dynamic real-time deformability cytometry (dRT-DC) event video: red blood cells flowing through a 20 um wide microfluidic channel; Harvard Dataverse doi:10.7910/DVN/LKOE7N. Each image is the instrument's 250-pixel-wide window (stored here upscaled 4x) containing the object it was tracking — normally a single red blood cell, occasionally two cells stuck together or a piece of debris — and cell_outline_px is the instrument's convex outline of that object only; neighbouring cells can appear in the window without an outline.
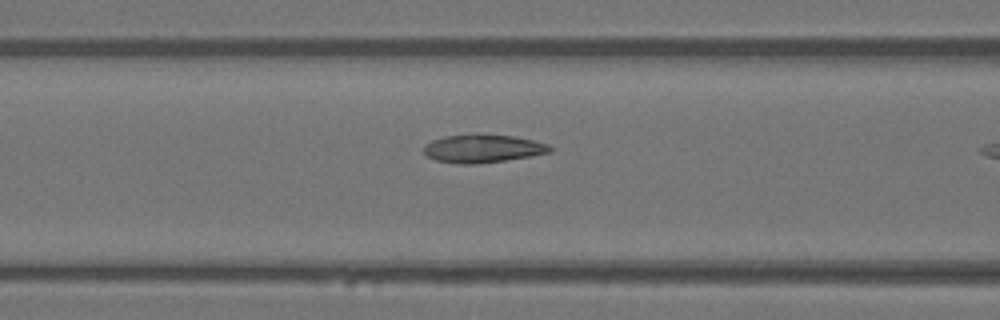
{"species": "Egyptian fruit bat (a non-hibernating species)", "species_latin": "Rousettus aegyptiacus", "temperature_condition": "warm", "stored_images_in_passage": 7, "camera_frame_rate_fps": 3000, "um_per_image_px": 0.085, "animal": {"sex": "female"}, "frame": {"image": 1, "passage_image": 6, "time_ms": 1.667, "image_size_px": [1000, 320], "cell_outline_px": [[552, 152], [532, 156], [476, 164], [460, 164], [436, 160], [428, 156], [424, 152], [424, 144], [432, 140], [444, 136], [472, 132], [512, 136], [532, 140], [548, 144], [552, 148]], "centroid_in_image_um": [41.02, 12.6], "position_along_channel_um": 125.6, "area_um2": 21.04}}